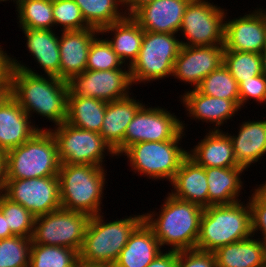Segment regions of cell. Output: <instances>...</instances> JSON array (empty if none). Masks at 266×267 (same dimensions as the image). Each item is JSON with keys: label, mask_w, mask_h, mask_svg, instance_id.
Listing matches in <instances>:
<instances>
[{"label": "cell", "mask_w": 266, "mask_h": 267, "mask_svg": "<svg viewBox=\"0 0 266 267\" xmlns=\"http://www.w3.org/2000/svg\"><path fill=\"white\" fill-rule=\"evenodd\" d=\"M12 57L10 95L32 117L33 112L55 126L67 118L68 84L55 76H43Z\"/></svg>", "instance_id": "obj_1"}, {"label": "cell", "mask_w": 266, "mask_h": 267, "mask_svg": "<svg viewBox=\"0 0 266 267\" xmlns=\"http://www.w3.org/2000/svg\"><path fill=\"white\" fill-rule=\"evenodd\" d=\"M167 195L161 212L144 213V221L152 228L161 248L167 245L174 251L196 249L204 208Z\"/></svg>", "instance_id": "obj_2"}, {"label": "cell", "mask_w": 266, "mask_h": 267, "mask_svg": "<svg viewBox=\"0 0 266 267\" xmlns=\"http://www.w3.org/2000/svg\"><path fill=\"white\" fill-rule=\"evenodd\" d=\"M204 208L196 249L215 252L218 248L252 236L249 201Z\"/></svg>", "instance_id": "obj_3"}, {"label": "cell", "mask_w": 266, "mask_h": 267, "mask_svg": "<svg viewBox=\"0 0 266 267\" xmlns=\"http://www.w3.org/2000/svg\"><path fill=\"white\" fill-rule=\"evenodd\" d=\"M103 217L100 213L90 218L79 251L80 264L113 265L132 232L144 220V214L109 222H104Z\"/></svg>", "instance_id": "obj_4"}, {"label": "cell", "mask_w": 266, "mask_h": 267, "mask_svg": "<svg viewBox=\"0 0 266 267\" xmlns=\"http://www.w3.org/2000/svg\"><path fill=\"white\" fill-rule=\"evenodd\" d=\"M104 167L62 163L58 172L61 208L100 214L106 173Z\"/></svg>", "instance_id": "obj_5"}, {"label": "cell", "mask_w": 266, "mask_h": 267, "mask_svg": "<svg viewBox=\"0 0 266 267\" xmlns=\"http://www.w3.org/2000/svg\"><path fill=\"white\" fill-rule=\"evenodd\" d=\"M60 166L55 137L47 128L6 153V179L58 176Z\"/></svg>", "instance_id": "obj_6"}, {"label": "cell", "mask_w": 266, "mask_h": 267, "mask_svg": "<svg viewBox=\"0 0 266 267\" xmlns=\"http://www.w3.org/2000/svg\"><path fill=\"white\" fill-rule=\"evenodd\" d=\"M176 37V34L144 31L138 57L129 67L132 85L172 76L175 60L182 47Z\"/></svg>", "instance_id": "obj_7"}, {"label": "cell", "mask_w": 266, "mask_h": 267, "mask_svg": "<svg viewBox=\"0 0 266 267\" xmlns=\"http://www.w3.org/2000/svg\"><path fill=\"white\" fill-rule=\"evenodd\" d=\"M180 140L138 142L129 146L121 155L127 156L130 167L138 175L152 180H168L170 183L179 170L188 151L182 149ZM143 174V175H142Z\"/></svg>", "instance_id": "obj_8"}, {"label": "cell", "mask_w": 266, "mask_h": 267, "mask_svg": "<svg viewBox=\"0 0 266 267\" xmlns=\"http://www.w3.org/2000/svg\"><path fill=\"white\" fill-rule=\"evenodd\" d=\"M49 130L55 137L61 164L104 167L102 164H104L105 154L116 156L115 151L97 132L75 127L66 121Z\"/></svg>", "instance_id": "obj_9"}, {"label": "cell", "mask_w": 266, "mask_h": 267, "mask_svg": "<svg viewBox=\"0 0 266 267\" xmlns=\"http://www.w3.org/2000/svg\"><path fill=\"white\" fill-rule=\"evenodd\" d=\"M91 216L59 209L35 218L32 244L63 246L80 251Z\"/></svg>", "instance_id": "obj_10"}, {"label": "cell", "mask_w": 266, "mask_h": 267, "mask_svg": "<svg viewBox=\"0 0 266 267\" xmlns=\"http://www.w3.org/2000/svg\"><path fill=\"white\" fill-rule=\"evenodd\" d=\"M225 9L206 0H190L182 18L183 46L224 45ZM188 42V43H187Z\"/></svg>", "instance_id": "obj_11"}, {"label": "cell", "mask_w": 266, "mask_h": 267, "mask_svg": "<svg viewBox=\"0 0 266 267\" xmlns=\"http://www.w3.org/2000/svg\"><path fill=\"white\" fill-rule=\"evenodd\" d=\"M146 106L144 103L127 126L124 151L138 142L181 140L185 135L183 133L186 130L185 121L182 122L165 108Z\"/></svg>", "instance_id": "obj_12"}, {"label": "cell", "mask_w": 266, "mask_h": 267, "mask_svg": "<svg viewBox=\"0 0 266 267\" xmlns=\"http://www.w3.org/2000/svg\"><path fill=\"white\" fill-rule=\"evenodd\" d=\"M3 194L35 217L61 209L58 176L6 179Z\"/></svg>", "instance_id": "obj_13"}, {"label": "cell", "mask_w": 266, "mask_h": 267, "mask_svg": "<svg viewBox=\"0 0 266 267\" xmlns=\"http://www.w3.org/2000/svg\"><path fill=\"white\" fill-rule=\"evenodd\" d=\"M67 84L68 95L92 97L107 103L128 97L132 88L129 66L127 69L123 66L114 70H85L74 75Z\"/></svg>", "instance_id": "obj_14"}, {"label": "cell", "mask_w": 266, "mask_h": 267, "mask_svg": "<svg viewBox=\"0 0 266 267\" xmlns=\"http://www.w3.org/2000/svg\"><path fill=\"white\" fill-rule=\"evenodd\" d=\"M223 53L224 45H182L172 76L196 89L206 76L223 64Z\"/></svg>", "instance_id": "obj_15"}, {"label": "cell", "mask_w": 266, "mask_h": 267, "mask_svg": "<svg viewBox=\"0 0 266 267\" xmlns=\"http://www.w3.org/2000/svg\"><path fill=\"white\" fill-rule=\"evenodd\" d=\"M266 48V16L261 8L225 21L224 50L260 54Z\"/></svg>", "instance_id": "obj_16"}, {"label": "cell", "mask_w": 266, "mask_h": 267, "mask_svg": "<svg viewBox=\"0 0 266 267\" xmlns=\"http://www.w3.org/2000/svg\"><path fill=\"white\" fill-rule=\"evenodd\" d=\"M190 0H153L143 4L130 16L144 31L177 34Z\"/></svg>", "instance_id": "obj_17"}, {"label": "cell", "mask_w": 266, "mask_h": 267, "mask_svg": "<svg viewBox=\"0 0 266 267\" xmlns=\"http://www.w3.org/2000/svg\"><path fill=\"white\" fill-rule=\"evenodd\" d=\"M59 37L60 79L69 81L86 70L90 45L100 30L90 27L84 30L61 31Z\"/></svg>", "instance_id": "obj_18"}, {"label": "cell", "mask_w": 266, "mask_h": 267, "mask_svg": "<svg viewBox=\"0 0 266 267\" xmlns=\"http://www.w3.org/2000/svg\"><path fill=\"white\" fill-rule=\"evenodd\" d=\"M17 101L10 95L0 105V150L7 153L29 140L38 130Z\"/></svg>", "instance_id": "obj_19"}, {"label": "cell", "mask_w": 266, "mask_h": 267, "mask_svg": "<svg viewBox=\"0 0 266 267\" xmlns=\"http://www.w3.org/2000/svg\"><path fill=\"white\" fill-rule=\"evenodd\" d=\"M143 105V102L137 101L130 95L107 103L99 134L115 151L116 156L119 157L124 152V137L127 126Z\"/></svg>", "instance_id": "obj_20"}, {"label": "cell", "mask_w": 266, "mask_h": 267, "mask_svg": "<svg viewBox=\"0 0 266 267\" xmlns=\"http://www.w3.org/2000/svg\"><path fill=\"white\" fill-rule=\"evenodd\" d=\"M181 102L188 111V116L215 125L210 131H221L220 126L232 119L240 109L232 100L216 98L200 93L197 89L185 91ZM218 127V128H217Z\"/></svg>", "instance_id": "obj_21"}, {"label": "cell", "mask_w": 266, "mask_h": 267, "mask_svg": "<svg viewBox=\"0 0 266 267\" xmlns=\"http://www.w3.org/2000/svg\"><path fill=\"white\" fill-rule=\"evenodd\" d=\"M174 197L208 207V182L205 168L187 156L171 181Z\"/></svg>", "instance_id": "obj_22"}, {"label": "cell", "mask_w": 266, "mask_h": 267, "mask_svg": "<svg viewBox=\"0 0 266 267\" xmlns=\"http://www.w3.org/2000/svg\"><path fill=\"white\" fill-rule=\"evenodd\" d=\"M161 246L152 228L143 220L132 232L113 267H147L158 254Z\"/></svg>", "instance_id": "obj_23"}, {"label": "cell", "mask_w": 266, "mask_h": 267, "mask_svg": "<svg viewBox=\"0 0 266 267\" xmlns=\"http://www.w3.org/2000/svg\"><path fill=\"white\" fill-rule=\"evenodd\" d=\"M188 156L199 166L236 167L239 166L234 155L231 138L226 132L209 131L194 149L188 151Z\"/></svg>", "instance_id": "obj_24"}, {"label": "cell", "mask_w": 266, "mask_h": 267, "mask_svg": "<svg viewBox=\"0 0 266 267\" xmlns=\"http://www.w3.org/2000/svg\"><path fill=\"white\" fill-rule=\"evenodd\" d=\"M239 127L237 136L227 134L231 138L237 164L247 170L266 154V119L244 121Z\"/></svg>", "instance_id": "obj_25"}, {"label": "cell", "mask_w": 266, "mask_h": 267, "mask_svg": "<svg viewBox=\"0 0 266 267\" xmlns=\"http://www.w3.org/2000/svg\"><path fill=\"white\" fill-rule=\"evenodd\" d=\"M22 29L29 53L48 76L60 79L59 36L53 30Z\"/></svg>", "instance_id": "obj_26"}, {"label": "cell", "mask_w": 266, "mask_h": 267, "mask_svg": "<svg viewBox=\"0 0 266 267\" xmlns=\"http://www.w3.org/2000/svg\"><path fill=\"white\" fill-rule=\"evenodd\" d=\"M244 170L246 171L242 166L205 168L208 182V207L241 201L238 197L243 187L240 178Z\"/></svg>", "instance_id": "obj_27"}, {"label": "cell", "mask_w": 266, "mask_h": 267, "mask_svg": "<svg viewBox=\"0 0 266 267\" xmlns=\"http://www.w3.org/2000/svg\"><path fill=\"white\" fill-rule=\"evenodd\" d=\"M253 237L218 248L217 267H266V243Z\"/></svg>", "instance_id": "obj_28"}, {"label": "cell", "mask_w": 266, "mask_h": 267, "mask_svg": "<svg viewBox=\"0 0 266 267\" xmlns=\"http://www.w3.org/2000/svg\"><path fill=\"white\" fill-rule=\"evenodd\" d=\"M110 31L114 33V36L110 38L111 40L108 37L107 41L124 63V66L126 64L130 67L140 52L144 30L130 15H127L122 20L103 27L100 34H110Z\"/></svg>", "instance_id": "obj_29"}, {"label": "cell", "mask_w": 266, "mask_h": 267, "mask_svg": "<svg viewBox=\"0 0 266 267\" xmlns=\"http://www.w3.org/2000/svg\"><path fill=\"white\" fill-rule=\"evenodd\" d=\"M107 102L92 97L67 95L66 122L89 131L100 133Z\"/></svg>", "instance_id": "obj_30"}, {"label": "cell", "mask_w": 266, "mask_h": 267, "mask_svg": "<svg viewBox=\"0 0 266 267\" xmlns=\"http://www.w3.org/2000/svg\"><path fill=\"white\" fill-rule=\"evenodd\" d=\"M80 7L85 22L93 28L101 30L107 25L122 20L127 16L123 12L122 0H74ZM121 5V6H120ZM119 6V7H118ZM122 11H120V10Z\"/></svg>", "instance_id": "obj_31"}, {"label": "cell", "mask_w": 266, "mask_h": 267, "mask_svg": "<svg viewBox=\"0 0 266 267\" xmlns=\"http://www.w3.org/2000/svg\"><path fill=\"white\" fill-rule=\"evenodd\" d=\"M79 252L63 246L31 244L29 267H79Z\"/></svg>", "instance_id": "obj_32"}, {"label": "cell", "mask_w": 266, "mask_h": 267, "mask_svg": "<svg viewBox=\"0 0 266 267\" xmlns=\"http://www.w3.org/2000/svg\"><path fill=\"white\" fill-rule=\"evenodd\" d=\"M16 9L20 28L52 30L55 27L53 0H20Z\"/></svg>", "instance_id": "obj_33"}, {"label": "cell", "mask_w": 266, "mask_h": 267, "mask_svg": "<svg viewBox=\"0 0 266 267\" xmlns=\"http://www.w3.org/2000/svg\"><path fill=\"white\" fill-rule=\"evenodd\" d=\"M196 89L204 95L232 100L240 108L239 85L224 64L206 76Z\"/></svg>", "instance_id": "obj_34"}, {"label": "cell", "mask_w": 266, "mask_h": 267, "mask_svg": "<svg viewBox=\"0 0 266 267\" xmlns=\"http://www.w3.org/2000/svg\"><path fill=\"white\" fill-rule=\"evenodd\" d=\"M223 64L238 85L244 80L263 74L261 56L258 53L224 50Z\"/></svg>", "instance_id": "obj_35"}, {"label": "cell", "mask_w": 266, "mask_h": 267, "mask_svg": "<svg viewBox=\"0 0 266 267\" xmlns=\"http://www.w3.org/2000/svg\"><path fill=\"white\" fill-rule=\"evenodd\" d=\"M0 210L7 217L8 226L14 235L32 237L36 217L30 211L12 202L4 194H0Z\"/></svg>", "instance_id": "obj_36"}, {"label": "cell", "mask_w": 266, "mask_h": 267, "mask_svg": "<svg viewBox=\"0 0 266 267\" xmlns=\"http://www.w3.org/2000/svg\"><path fill=\"white\" fill-rule=\"evenodd\" d=\"M31 237L0 239V267H29Z\"/></svg>", "instance_id": "obj_37"}, {"label": "cell", "mask_w": 266, "mask_h": 267, "mask_svg": "<svg viewBox=\"0 0 266 267\" xmlns=\"http://www.w3.org/2000/svg\"><path fill=\"white\" fill-rule=\"evenodd\" d=\"M94 38L89 49L86 70H114L121 69L123 62L120 60L116 52L112 49L107 38Z\"/></svg>", "instance_id": "obj_38"}, {"label": "cell", "mask_w": 266, "mask_h": 267, "mask_svg": "<svg viewBox=\"0 0 266 267\" xmlns=\"http://www.w3.org/2000/svg\"><path fill=\"white\" fill-rule=\"evenodd\" d=\"M53 17L54 24L62 27L61 31L90 28L74 0H53Z\"/></svg>", "instance_id": "obj_39"}, {"label": "cell", "mask_w": 266, "mask_h": 267, "mask_svg": "<svg viewBox=\"0 0 266 267\" xmlns=\"http://www.w3.org/2000/svg\"><path fill=\"white\" fill-rule=\"evenodd\" d=\"M249 197L251 208L252 235L258 230L262 233V241L266 243V192L259 186Z\"/></svg>", "instance_id": "obj_40"}, {"label": "cell", "mask_w": 266, "mask_h": 267, "mask_svg": "<svg viewBox=\"0 0 266 267\" xmlns=\"http://www.w3.org/2000/svg\"><path fill=\"white\" fill-rule=\"evenodd\" d=\"M248 99L266 105V76L264 74L251 77L239 84L240 110L246 105ZM245 104V105H244Z\"/></svg>", "instance_id": "obj_41"}, {"label": "cell", "mask_w": 266, "mask_h": 267, "mask_svg": "<svg viewBox=\"0 0 266 267\" xmlns=\"http://www.w3.org/2000/svg\"><path fill=\"white\" fill-rule=\"evenodd\" d=\"M179 267H217L214 252L197 249L178 251Z\"/></svg>", "instance_id": "obj_42"}, {"label": "cell", "mask_w": 266, "mask_h": 267, "mask_svg": "<svg viewBox=\"0 0 266 267\" xmlns=\"http://www.w3.org/2000/svg\"><path fill=\"white\" fill-rule=\"evenodd\" d=\"M178 251L169 250L160 252L147 267H179Z\"/></svg>", "instance_id": "obj_43"}, {"label": "cell", "mask_w": 266, "mask_h": 267, "mask_svg": "<svg viewBox=\"0 0 266 267\" xmlns=\"http://www.w3.org/2000/svg\"><path fill=\"white\" fill-rule=\"evenodd\" d=\"M5 52L0 45V81H10L12 70V57Z\"/></svg>", "instance_id": "obj_44"}, {"label": "cell", "mask_w": 266, "mask_h": 267, "mask_svg": "<svg viewBox=\"0 0 266 267\" xmlns=\"http://www.w3.org/2000/svg\"><path fill=\"white\" fill-rule=\"evenodd\" d=\"M150 1L153 0H122L124 12H126L127 15H131L140 6Z\"/></svg>", "instance_id": "obj_45"}, {"label": "cell", "mask_w": 266, "mask_h": 267, "mask_svg": "<svg viewBox=\"0 0 266 267\" xmlns=\"http://www.w3.org/2000/svg\"><path fill=\"white\" fill-rule=\"evenodd\" d=\"M6 153L0 150V194L4 193L6 182Z\"/></svg>", "instance_id": "obj_46"}, {"label": "cell", "mask_w": 266, "mask_h": 267, "mask_svg": "<svg viewBox=\"0 0 266 267\" xmlns=\"http://www.w3.org/2000/svg\"><path fill=\"white\" fill-rule=\"evenodd\" d=\"M14 236L7 223V217L0 210V239H5Z\"/></svg>", "instance_id": "obj_47"}, {"label": "cell", "mask_w": 266, "mask_h": 267, "mask_svg": "<svg viewBox=\"0 0 266 267\" xmlns=\"http://www.w3.org/2000/svg\"><path fill=\"white\" fill-rule=\"evenodd\" d=\"M10 96V81H0V105Z\"/></svg>", "instance_id": "obj_48"}, {"label": "cell", "mask_w": 266, "mask_h": 267, "mask_svg": "<svg viewBox=\"0 0 266 267\" xmlns=\"http://www.w3.org/2000/svg\"><path fill=\"white\" fill-rule=\"evenodd\" d=\"M261 62H262V71L263 74L266 76V48L260 53Z\"/></svg>", "instance_id": "obj_49"}, {"label": "cell", "mask_w": 266, "mask_h": 267, "mask_svg": "<svg viewBox=\"0 0 266 267\" xmlns=\"http://www.w3.org/2000/svg\"><path fill=\"white\" fill-rule=\"evenodd\" d=\"M79 267H113L112 265H83L80 264Z\"/></svg>", "instance_id": "obj_50"}, {"label": "cell", "mask_w": 266, "mask_h": 267, "mask_svg": "<svg viewBox=\"0 0 266 267\" xmlns=\"http://www.w3.org/2000/svg\"><path fill=\"white\" fill-rule=\"evenodd\" d=\"M5 2V1H9V0H0V2ZM12 1V0H11ZM13 2H15V4L18 6L20 0H13Z\"/></svg>", "instance_id": "obj_51"}, {"label": "cell", "mask_w": 266, "mask_h": 267, "mask_svg": "<svg viewBox=\"0 0 266 267\" xmlns=\"http://www.w3.org/2000/svg\"><path fill=\"white\" fill-rule=\"evenodd\" d=\"M262 185V186H261ZM260 187L266 192V182L261 184Z\"/></svg>", "instance_id": "obj_52"}, {"label": "cell", "mask_w": 266, "mask_h": 267, "mask_svg": "<svg viewBox=\"0 0 266 267\" xmlns=\"http://www.w3.org/2000/svg\"><path fill=\"white\" fill-rule=\"evenodd\" d=\"M262 11L264 12V14H265V16H266V12H265V11H266V8H265V9H263Z\"/></svg>", "instance_id": "obj_53"}]
</instances>
